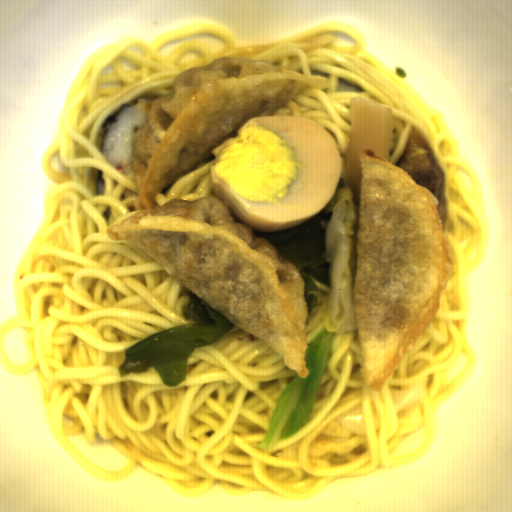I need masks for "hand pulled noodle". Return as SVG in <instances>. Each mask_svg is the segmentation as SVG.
Wrapping results in <instances>:
<instances>
[{
  "label": "hand pulled noodle",
  "mask_w": 512,
  "mask_h": 512,
  "mask_svg": "<svg viewBox=\"0 0 512 512\" xmlns=\"http://www.w3.org/2000/svg\"><path fill=\"white\" fill-rule=\"evenodd\" d=\"M348 24L326 23L269 44L240 46L212 23L188 25L152 41L128 38L90 56L78 71L41 168L52 182L43 219L14 270L16 316L0 326V363L14 376L36 371L55 442L89 474L120 482L135 469L174 494L200 498L213 486L233 496L267 492L294 501L317 497L342 477L406 466L435 442L436 417L474 374L467 336L469 278L482 264L490 220L476 168L463 159L445 115L366 49ZM268 60L302 75L327 77L272 115H302L334 138L342 161L351 98L360 95L394 115L389 161L397 165L411 129L429 141L445 173L453 278L440 309L383 392L362 382L356 330L335 336L306 424L269 450L275 405L296 371L264 341L235 326L197 347L185 381L166 386L150 368L120 377L125 347L179 325L191 291L129 241H112L113 220L134 211L133 175L102 155L117 113L140 99L171 96L177 73L214 58ZM102 171L105 193L95 194ZM25 331L27 365L4 355L10 329ZM101 438L128 466L111 472L81 454L68 436Z\"/></svg>",
  "instance_id": "14784b9a"
}]
</instances>
